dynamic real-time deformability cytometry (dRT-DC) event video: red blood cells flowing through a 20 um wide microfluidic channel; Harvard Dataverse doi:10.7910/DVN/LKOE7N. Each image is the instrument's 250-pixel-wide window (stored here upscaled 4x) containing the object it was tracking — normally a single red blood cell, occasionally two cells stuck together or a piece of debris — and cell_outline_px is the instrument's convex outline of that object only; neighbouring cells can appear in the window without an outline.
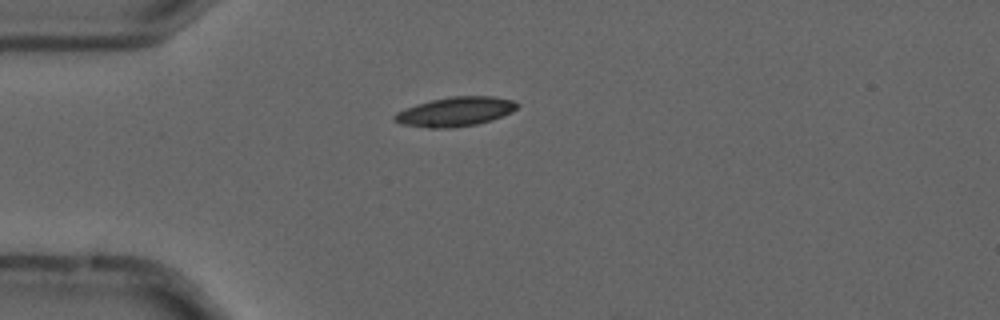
{"species": "common noctule bat (a hibernating species)", "species_latin": "Nyctalus noctula", "temperature_condition": "cold", "stored_images_in_passage": 6, "camera_frame_rate_fps": 3000, "um_per_image_px": 0.085, "animal": {"sex": "male", "forearm_length_mm": 52.5}, "frame": {"image": 1, "passage_image": 5, "time_ms": 1.333, "image_size_px": [1000, 320], "cell_outline_px": [[520, 104], [512, 112], [492, 120], [476, 124], [452, 128], [428, 128], [400, 124], [392, 120], [392, 116], [396, 112], [416, 104], [448, 96], [492, 96], [512, 100]], "centroid_in_image_um": [38.67, 9.49], "position_along_channel_um": 46.3, "area_um2": 21.1}}